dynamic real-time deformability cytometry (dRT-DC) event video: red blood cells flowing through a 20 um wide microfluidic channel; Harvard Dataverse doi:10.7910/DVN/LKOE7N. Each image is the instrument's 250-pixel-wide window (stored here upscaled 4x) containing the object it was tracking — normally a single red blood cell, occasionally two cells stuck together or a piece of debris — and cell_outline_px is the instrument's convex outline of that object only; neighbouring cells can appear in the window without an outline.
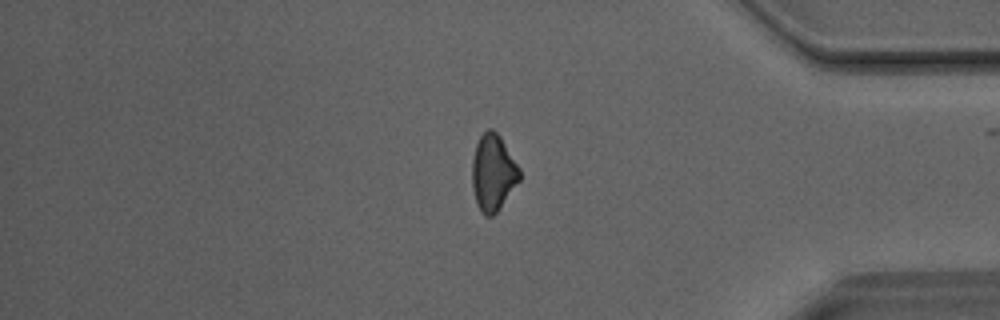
{"species": "Egyptian fruit bat (a non-hibernating species)", "species_latin": "Rousettus aegyptiacus", "temperature_condition": "room temperature", "stored_images_in_passage": 35, "camera_frame_rate_fps": 3000, "um_per_image_px": 0.085, "animal": {"sex": "male"}, "frame": {"image": 1, "passage_image": 34, "time_ms": 11.0, "image_size_px": [1000, 320], "cell_outline_px": [[520, 180], [496, 212], [492, 216], [484, 216], [480, 212], [476, 204], [472, 188], [472, 160], [476, 144], [480, 136], [488, 128], [492, 128], [500, 136], [520, 168]], "centroid_in_image_um": [41.89, 14.68], "position_along_channel_um": 393.3, "area_um2": 21.15}}